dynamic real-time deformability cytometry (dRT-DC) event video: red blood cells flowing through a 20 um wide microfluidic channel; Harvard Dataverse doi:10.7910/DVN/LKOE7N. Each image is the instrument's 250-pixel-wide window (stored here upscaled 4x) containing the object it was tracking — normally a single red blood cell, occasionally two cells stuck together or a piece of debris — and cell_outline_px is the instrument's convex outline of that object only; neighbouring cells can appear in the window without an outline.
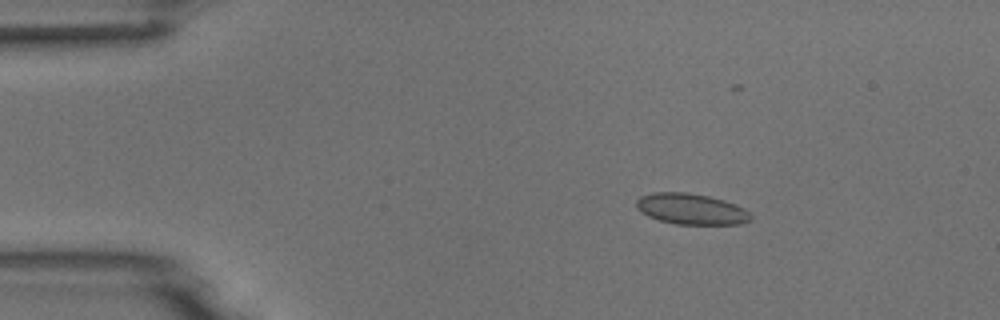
{"species": "common noctule bat (a hibernating species)", "species_latin": "Nyctalus noctula", "temperature_condition": "room temperature", "stored_images_in_passage": 5, "camera_frame_rate_fps": 3000, "um_per_image_px": 0.085, "animal": {"sex": "male", "body_mass_g": 18.8}, "frame": {"image": 1, "passage_image": 3, "time_ms": 2.333, "image_size_px": [1000, 320], "cell_outline_px": [[752, 220], [740, 224], [676, 224], [660, 220], [648, 216], [640, 212], [636, 208], [636, 200], [640, 196], [652, 192], [688, 192], [708, 196], [724, 200], [736, 204], [744, 208], [752, 216]], "centroid_in_image_um": [58.74, 17.76], "position_along_channel_um": 26.3, "area_um2": 20.75}}
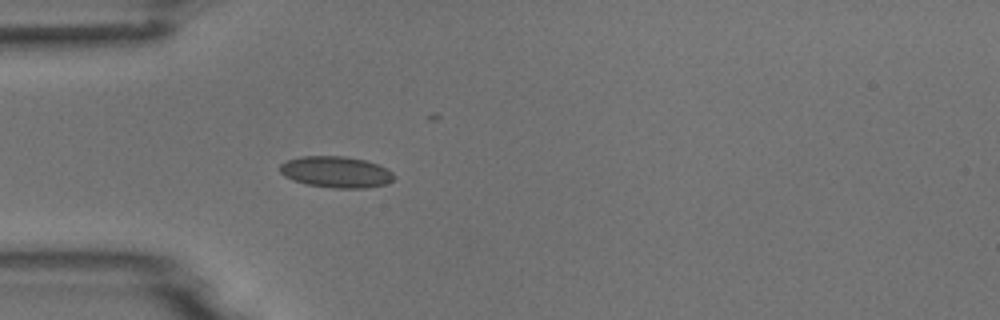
{"frame": {"image": 2, "passage_image": 5, "time_ms": 4.667, "image_size_px": [1000, 320], "cell_outline_px": [[396, 176], [392, 180], [384, 184], [368, 188], [332, 188], [308, 184], [292, 180], [284, 176], [280, 172], [280, 164], [288, 160], [300, 156], [344, 156], [364, 160], [388, 168]], "centroid_in_image_um": [28.56, 14.62], "position_along_channel_um": 56.4, "area_um2": 20.81}}